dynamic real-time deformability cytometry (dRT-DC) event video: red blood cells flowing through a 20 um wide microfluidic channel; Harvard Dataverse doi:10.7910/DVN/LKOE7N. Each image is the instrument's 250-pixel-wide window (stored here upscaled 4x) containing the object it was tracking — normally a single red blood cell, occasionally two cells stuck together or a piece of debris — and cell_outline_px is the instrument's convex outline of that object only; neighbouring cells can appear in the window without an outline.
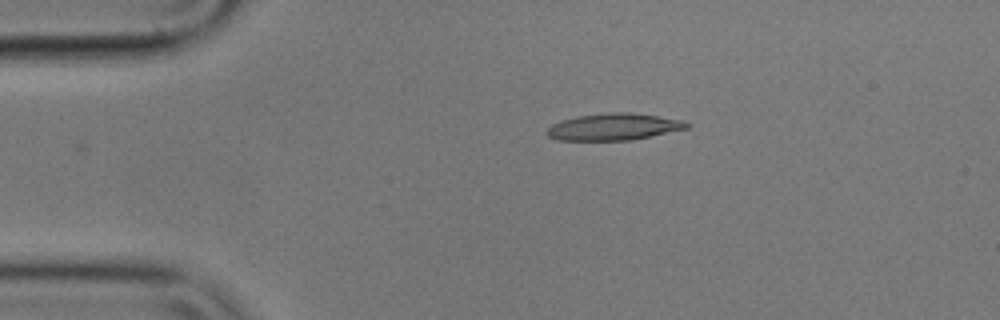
{"species": "common noctule bat (a hibernating species)", "species_latin": "Nyctalus noctula", "temperature_condition": "cold", "stored_images_in_passage": 5, "camera_frame_rate_fps": 3000, "um_per_image_px": 0.085, "animal": {"sex": "male", "body_mass_g": 17.9}, "frame": {"image": 1, "passage_image": 5, "time_ms": 1.333, "image_size_px": [1000, 320], "cell_outline_px": [[692, 124], [688, 128], [628, 140], [556, 140], [548, 136], [544, 132], [552, 124], [560, 120], [576, 116], [608, 112], [632, 112], [684, 120]], "centroid_in_image_um": [52.13, 10.76], "position_along_channel_um": 32.9, "area_um2": 21.91}}